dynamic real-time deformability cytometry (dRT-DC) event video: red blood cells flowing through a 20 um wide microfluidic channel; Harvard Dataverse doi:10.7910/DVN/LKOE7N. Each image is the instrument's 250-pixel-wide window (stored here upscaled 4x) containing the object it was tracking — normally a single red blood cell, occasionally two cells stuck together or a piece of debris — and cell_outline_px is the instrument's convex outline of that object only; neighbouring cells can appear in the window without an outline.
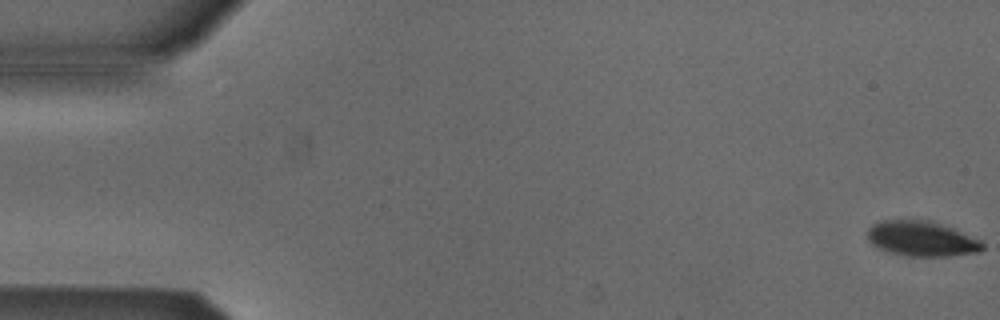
{"species": "Egyptian fruit bat (a non-hibernating species)", "species_latin": "Rousettus aegyptiacus", "temperature_condition": "cold", "stored_images_in_passage": 54, "camera_frame_rate_fps": 3000, "um_per_image_px": 0.085, "animal": {"sex": "male"}, "frame": {"image": 1, "passage_image": 1, "time_ms": 0.0, "image_size_px": [1000, 320], "cell_outline_px": [[984, 248], [976, 252], [948, 256], [908, 256], [892, 252], [880, 248], [872, 244], [868, 240], [868, 228], [872, 224], [880, 220], [932, 220], [952, 228], [980, 240], [984, 244]], "centroid_in_image_um": [78.32, 20.27], "position_along_channel_um": 6.7, "area_um2": 23.35}}
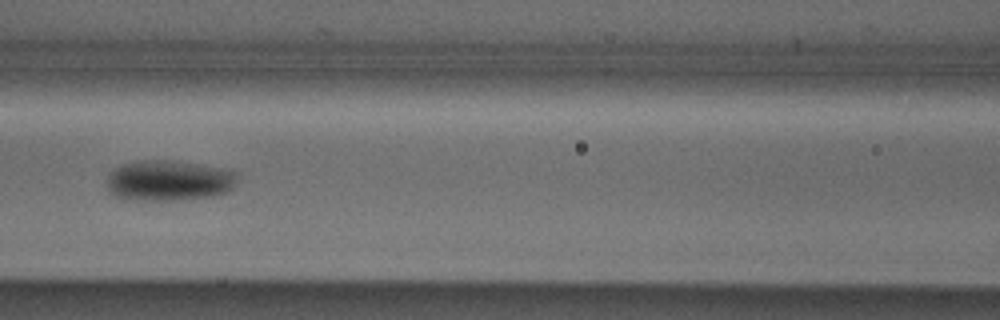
{"frame": {"image": 2, "passage_image": 24, "time_ms": 7.667, "image_size_px": [1000, 320], "cell_outline_px": [[236, 184], [228, 192], [212, 196], [184, 200], [124, 200], [108, 192], [108, 176], [120, 164], [144, 160], [168, 160], [232, 168], [236, 172]], "centroid_in_image_um": [14.39, 15.35], "position_along_channel_um": 152.2, "area_um2": 31.39}}
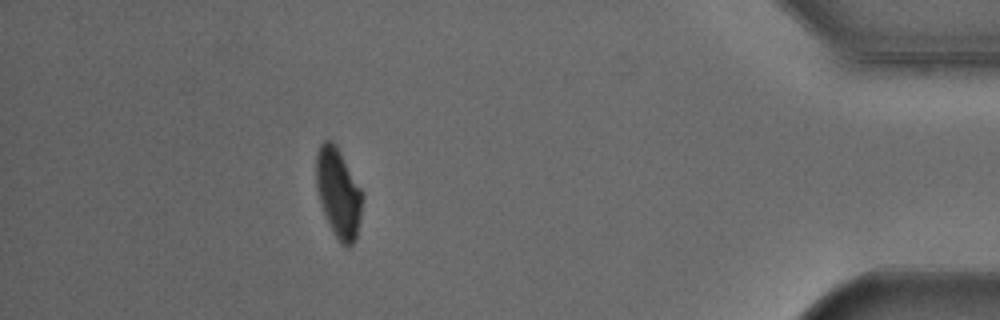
{"frame": {"image": 3, "passage_image": 48, "time_ms": 15.667, "image_size_px": [1000, 320], "cell_outline_px": [[364, 196], [356, 236], [352, 244], [348, 248], [340, 244], [320, 204], [316, 188], [316, 156], [320, 144], [324, 140], [332, 140], [336, 144], [360, 188]], "centroid_in_image_um": [28.75, 16.38], "position_along_channel_um": 406.4, "area_um2": 23.81}, "authors_computed_cell_mechanics": {"area_um2": 26.0389, "velocity_mm_per_s": 3.8486, "shape_relaxation_time_tau1_ms": 2.8559, "shape_relaxation_time_tau2_ms": null, "deformation_change_tau1": 0.0957, "deformation_change_tau2": null}}